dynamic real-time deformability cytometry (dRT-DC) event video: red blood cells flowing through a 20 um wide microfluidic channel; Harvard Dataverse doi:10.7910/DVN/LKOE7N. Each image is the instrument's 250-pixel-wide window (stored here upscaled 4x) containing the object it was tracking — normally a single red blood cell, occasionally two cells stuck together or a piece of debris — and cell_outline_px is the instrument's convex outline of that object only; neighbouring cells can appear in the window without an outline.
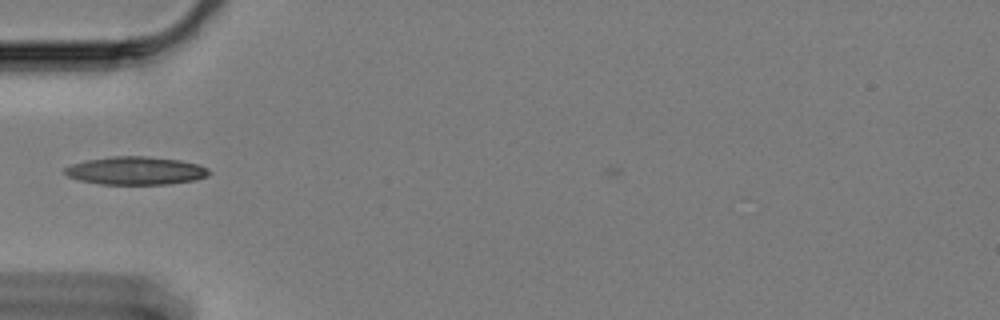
{"species": "Egyptian fruit bat (a non-hibernating species)", "species_latin": "Rousettus aegyptiacus", "temperature_condition": "cold", "stored_images_in_passage": 10, "camera_frame_rate_fps": 3000, "um_per_image_px": 0.085, "animal": {"sex": "female"}, "frame": {"image": 1, "passage_image": 1, "time_ms": 0.0, "image_size_px": [1000, 320], "cell_outline_px": [[212, 172], [208, 176], [196, 180], [168, 184], [100, 184], [80, 180], [68, 176], [64, 172], [64, 168], [72, 164], [84, 160], [112, 156], [148, 156], [180, 160], [200, 164], [208, 168]], "centroid_in_image_um": [11.58, 14.5], "position_along_channel_um": 73.4, "area_um2": 23.81}}
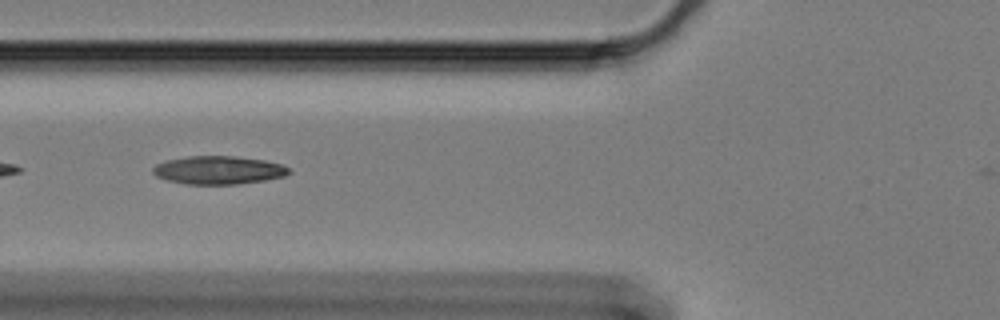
{"frame": {"image": 2, "passage_image": 4, "time_ms": 1.0, "image_size_px": [1000, 320], "cell_outline_px": [[292, 172], [284, 176], [264, 180], [236, 184], [184, 184], [168, 180], [156, 176], [152, 172], [152, 168], [156, 164], [168, 160], [188, 156], [232, 156], [264, 160], [280, 164], [288, 168]], "centroid_in_image_um": [18.55, 14.46], "position_along_channel_um": 107.2, "area_um2": 22.2}}
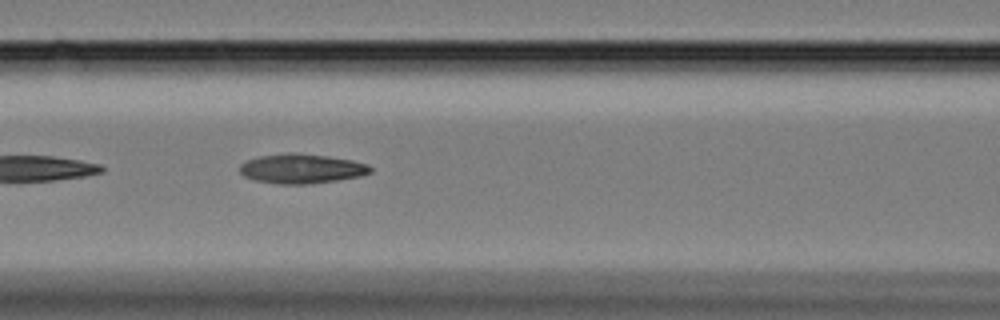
{"frame": {"image": 3, "passage_image": 7, "time_ms": 2.0, "image_size_px": [1000, 320], "cell_outline_px": [[372, 172], [360, 176], [336, 180], [304, 184], [276, 184], [256, 180], [244, 176], [240, 172], [240, 164], [248, 160], [260, 156], [288, 152], [300, 152], [328, 156], [352, 160], [368, 164], [372, 168]], "centroid_in_image_um": [25.64, 14.32], "position_along_channel_um": 141.0, "area_um2": 22.54}}